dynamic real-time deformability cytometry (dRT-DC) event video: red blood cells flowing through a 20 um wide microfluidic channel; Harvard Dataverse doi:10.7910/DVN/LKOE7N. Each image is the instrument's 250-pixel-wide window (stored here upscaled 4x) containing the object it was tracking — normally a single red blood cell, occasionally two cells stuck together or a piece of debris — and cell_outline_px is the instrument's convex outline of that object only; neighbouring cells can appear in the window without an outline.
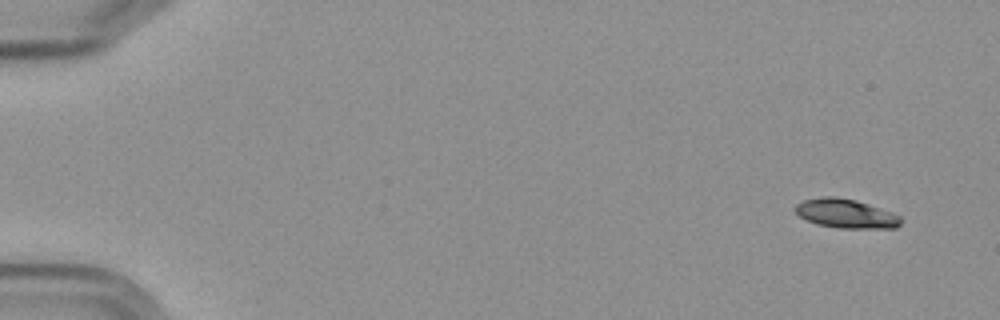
{"species": "Egyptian fruit bat (a non-hibernating species)", "species_latin": "Rousettus aegyptiacus", "temperature_condition": "cold", "stored_images_in_passage": 10, "camera_frame_rate_fps": 3000, "um_per_image_px": 0.085, "frame": {"image": 1, "passage_image": 1, "time_ms": 0.0, "image_size_px": [1000, 320], "cell_outline_px": [[904, 220], [896, 228], [840, 228], [816, 224], [804, 220], [796, 212], [796, 204], [804, 200], [824, 196], [836, 196], [856, 200], [892, 212], [900, 216]], "centroid_in_image_um": [71.92, 18.16], "position_along_channel_um": 13.1, "area_um2": 17.98}}
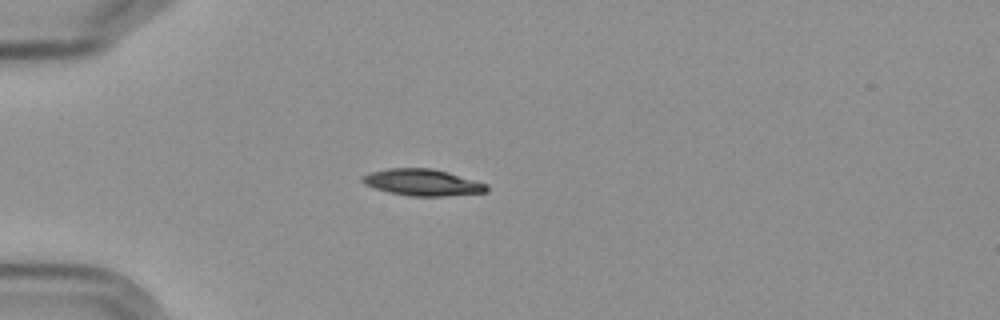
{"frame": {"image": 2, "passage_image": 4, "time_ms": 4.333, "image_size_px": [1000, 320], "cell_outline_px": [[488, 192], [448, 196], [408, 196], [388, 192], [364, 184], [360, 180], [360, 176], [372, 172], [388, 168], [432, 168], [448, 172], [488, 184]], "centroid_in_image_um": [35.92, 15.51], "position_along_channel_um": 49.1, "area_um2": 19.36}}
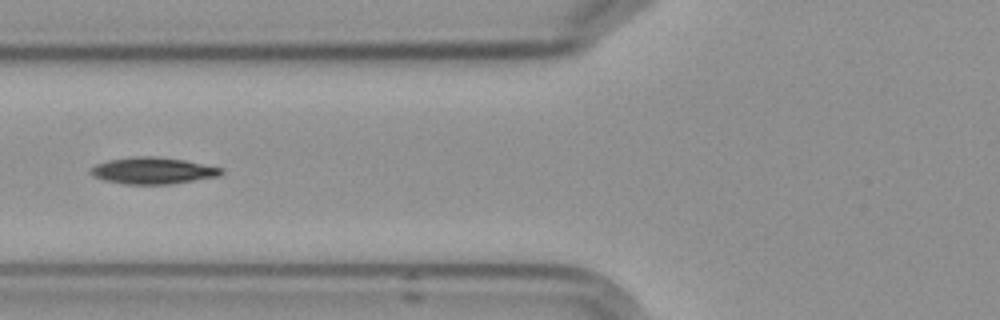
{"frame": {"image": 3, "passage_image": 6, "time_ms": 6.667, "image_size_px": [1000, 320], "cell_outline_px": [[224, 172], [220, 176], [172, 184], [124, 184], [104, 180], [92, 176], [88, 172], [88, 168], [96, 164], [108, 160], [136, 156], [152, 156], [184, 160], [224, 168]], "centroid_in_image_um": [12.98, 14.51], "position_along_channel_um": 112.8, "area_um2": 20.46}}